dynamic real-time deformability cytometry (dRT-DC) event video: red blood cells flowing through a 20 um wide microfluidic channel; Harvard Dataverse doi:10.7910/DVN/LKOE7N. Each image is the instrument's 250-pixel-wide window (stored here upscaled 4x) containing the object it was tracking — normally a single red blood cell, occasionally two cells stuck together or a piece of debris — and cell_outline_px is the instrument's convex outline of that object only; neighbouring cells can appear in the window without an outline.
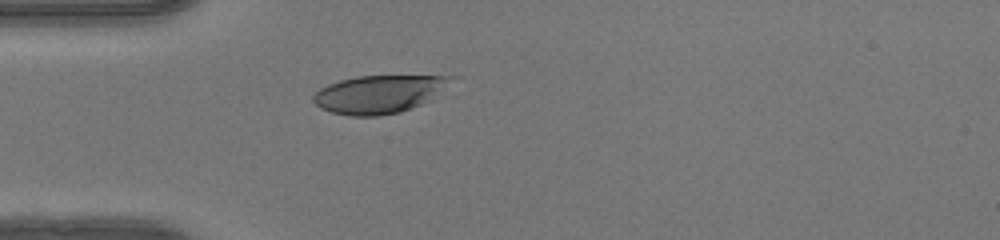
{"species": "human", "species_latin": "Homo sapiens", "temperature_condition": "warm", "stored_images_in_passage": 37, "camera_frame_rate_fps": 3000, "um_per_image_px": 0.085, "donor": {"sex": "female"}, "frame": {"image": 1, "passage_image": 1, "time_ms": 0.0, "image_size_px": [1000, 240], "cell_outline_px": [[460, 76], [432, 100], [400, 112], [376, 116], [348, 116], [332, 112], [320, 108], [312, 100], [312, 96], [320, 88], [328, 84], [340, 80], [356, 76]], "centroid_in_image_um": [32.26, 8.0], "position_along_channel_um": 52.7, "area_um2": 30.75}}
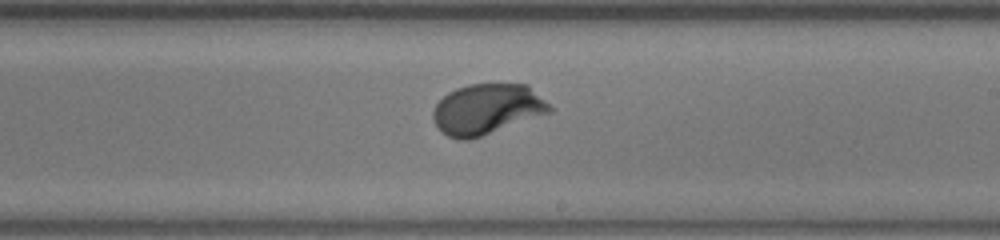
{"frame": {"image": 2, "passage_image": 16, "time_ms": 5.0, "image_size_px": [1000, 240], "cell_outline_px": [[556, 108], [552, 112], [468, 140], [460, 140], [448, 136], [436, 124], [432, 116], [432, 112], [436, 104], [448, 92], [456, 88], [468, 84], [528, 84]], "centroid_in_image_um": [41.44, 9.26], "position_along_channel_um": 247.6, "area_um2": 34.33}}
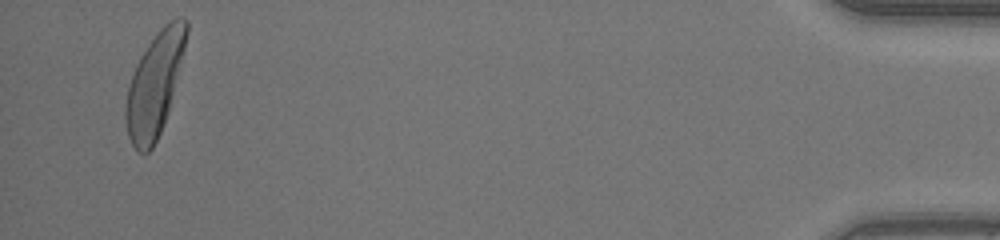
{"frame": {"image": 3, "passage_image": 35, "time_ms": 11.333, "image_size_px": [1000, 240], "cell_outline_px": [[188, 32], [168, 112], [160, 132], [152, 148], [148, 152], [140, 152], [132, 144], [128, 136], [124, 120], [124, 108], [128, 88], [136, 64], [140, 56], [148, 44], [160, 28], [164, 24], [176, 16], [184, 16], [188, 20]], "centroid_in_image_um": [13.13, 7.14], "position_along_channel_um": 422.1, "area_um2": 36.07}, "authors_computed_cell_mechanics": {"area_um2": 33.6396, "velocity_mm_per_s": 4.1054, "shape_relaxation_time_tau1_ms": 1.9952, "shape_relaxation_time_tau2_ms": null, "deformation_change_tau1": 0.1556, "deformation_change_tau2": null}}